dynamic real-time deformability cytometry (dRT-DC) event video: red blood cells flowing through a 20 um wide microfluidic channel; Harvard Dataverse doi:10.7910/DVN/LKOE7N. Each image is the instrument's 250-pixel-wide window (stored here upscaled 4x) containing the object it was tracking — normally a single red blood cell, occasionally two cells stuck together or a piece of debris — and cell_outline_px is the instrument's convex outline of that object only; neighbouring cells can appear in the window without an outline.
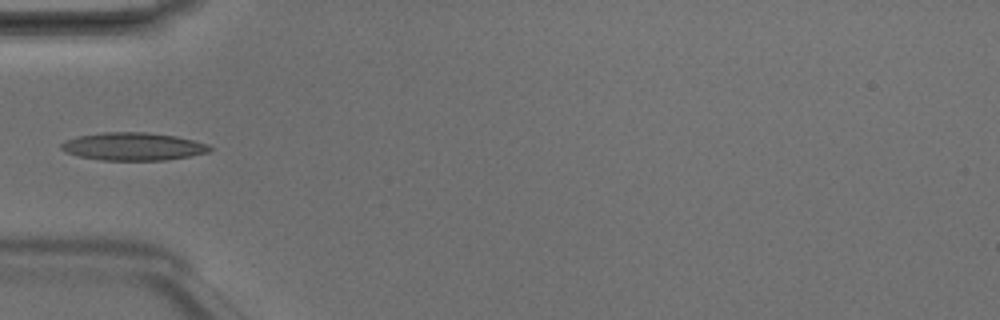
{"species": "Egyptian fruit bat (a non-hibernating species)", "species_latin": "Rousettus aegyptiacus", "temperature_condition": "room temperature", "stored_images_in_passage": 5, "camera_frame_rate_fps": 3000, "um_per_image_px": 0.085, "animal": {"sex": "male"}, "frame": {"image": 1, "passage_image": 5, "time_ms": 1.333, "image_size_px": [1000, 320], "cell_outline_px": [[212, 148], [208, 152], [188, 156], [164, 160], [100, 160], [80, 156], [64, 152], [60, 148], [60, 144], [64, 140], [80, 136], [104, 132], [148, 132], [176, 136], [208, 144]], "centroid_in_image_um": [11.28, 12.45], "position_along_channel_um": 73.7, "area_um2": 23.99}}